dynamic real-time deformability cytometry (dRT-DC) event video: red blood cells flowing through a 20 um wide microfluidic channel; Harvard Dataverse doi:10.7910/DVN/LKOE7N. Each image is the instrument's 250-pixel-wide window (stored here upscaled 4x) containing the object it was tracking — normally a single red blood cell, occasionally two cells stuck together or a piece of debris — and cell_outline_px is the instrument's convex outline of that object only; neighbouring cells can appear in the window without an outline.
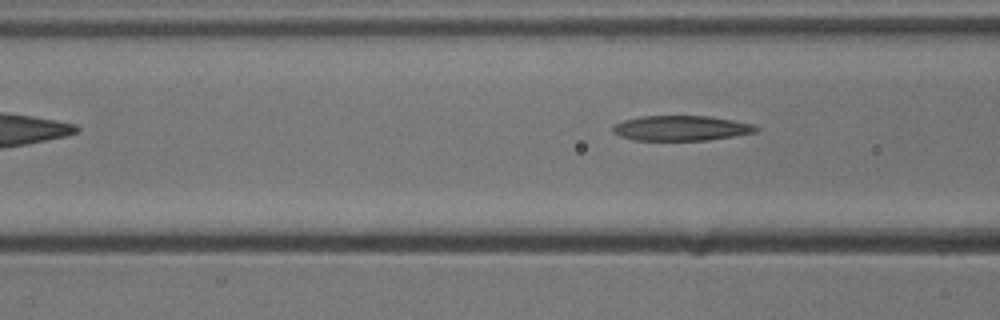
{"species": "common noctule bat (a hibernating species)", "species_latin": "Nyctalus noctula", "temperature_condition": "cold", "stored_images_in_passage": 6, "camera_frame_rate_fps": 3000, "um_per_image_px": 0.085, "animal": {"sex": "male", "body_mass_g": 13.3}, "frame": {"image": 1, "passage_image": 6, "time_ms": 1.667, "image_size_px": [1000, 320], "cell_outline_px": [[760, 128], [756, 132], [708, 140], [632, 140], [620, 136], [612, 132], [612, 124], [624, 120], [640, 116], [708, 116], [756, 124]], "centroid_in_image_um": [57.88, 10.89], "position_along_channel_um": 108.7, "area_um2": 21.04}}